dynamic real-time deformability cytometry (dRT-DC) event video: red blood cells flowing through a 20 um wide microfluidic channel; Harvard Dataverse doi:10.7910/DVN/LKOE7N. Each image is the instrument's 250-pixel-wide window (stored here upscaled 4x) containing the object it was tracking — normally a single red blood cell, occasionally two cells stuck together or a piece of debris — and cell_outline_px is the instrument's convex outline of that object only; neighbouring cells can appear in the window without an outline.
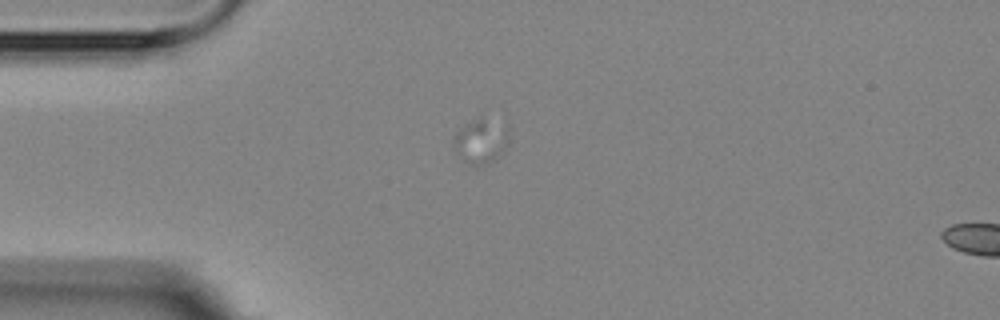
{"species": "Egyptian fruit bat (a non-hibernating species)", "species_latin": "Rousettus aegyptiacus", "temperature_condition": "room temperature", "stored_images_in_passage": 2, "segment_of_instrument_passage": [1, 2], "camera_frame_rate_fps": 3000, "um_per_image_px": 0.085, "animal": {"sex": "female"}, "frame": {"image": 1, "passage_image": 1, "time_ms": 0.0, "image_size_px": [1000, 320], "cell_outline_px": [[508, 140], [500, 152], [492, 160], [480, 164], [472, 164], [460, 156], [452, 144], [452, 140], [456, 132], [464, 124], [480, 116], [508, 124]], "centroid_in_image_um": [40.86, 11.89], "position_along_channel_um": 44.1, "area_um2": 14.05}}